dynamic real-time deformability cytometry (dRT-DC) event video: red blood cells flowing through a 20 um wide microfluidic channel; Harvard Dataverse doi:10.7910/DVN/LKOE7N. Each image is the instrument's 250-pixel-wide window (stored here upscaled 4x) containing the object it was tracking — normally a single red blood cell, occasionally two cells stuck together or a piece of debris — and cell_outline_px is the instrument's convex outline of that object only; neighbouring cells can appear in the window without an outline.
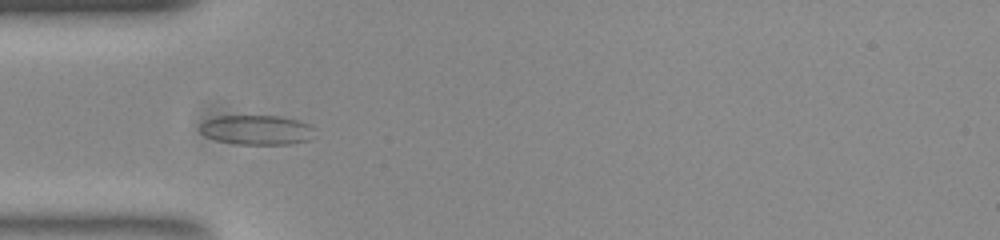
{"species": "common noctule bat (a hibernating species)", "species_latin": "Nyctalus noctula", "temperature_condition": "room temperature", "stored_images_in_passage": 40, "camera_frame_rate_fps": 3000, "um_per_image_px": 0.085, "animal": {"sex": "female", "body_mass_g": 23.0, "forearm_length_mm": 53.4}, "frame": {"image": 1, "passage_image": 10, "time_ms": 3.0, "image_size_px": [1000, 240], "cell_outline_px": [[308, 140], [288, 144], [240, 144], [216, 140], [200, 132], [200, 124], [208, 120], [220, 116], [276, 116], [296, 120], [308, 124]], "centroid_in_image_um": [21.72, 11.04], "position_along_channel_um": 63.3, "area_um2": 18.96}}
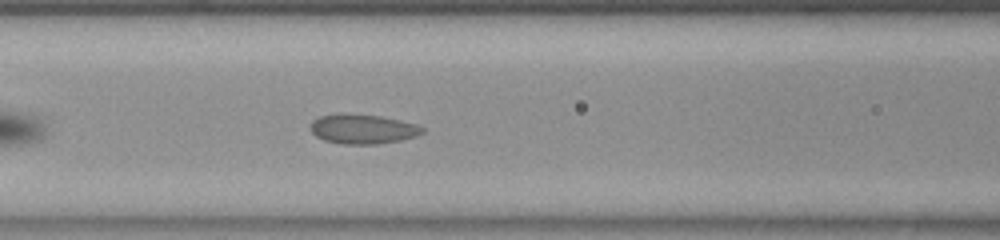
{"frame": {"image": 2, "passage_image": 16, "time_ms": 5.0, "image_size_px": [1000, 240], "cell_outline_px": [[424, 132], [416, 136], [400, 140], [376, 144], [344, 144], [324, 140], [316, 136], [312, 132], [312, 124], [320, 116], [340, 112], [380, 116], [416, 124], [424, 128]], "centroid_in_image_um": [30.85, 10.96], "position_along_channel_um": 135.8, "area_um2": 19.13}}
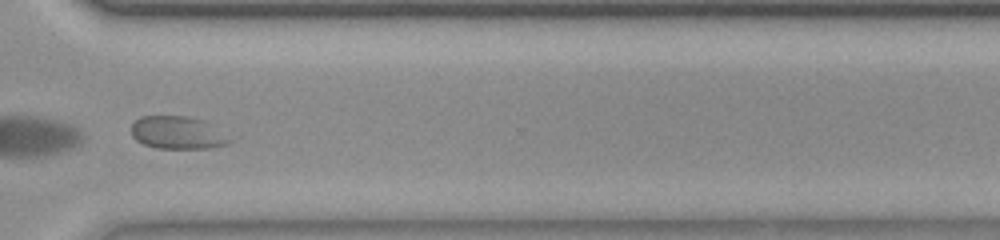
{"frame": {"image": 3, "passage_image": 34, "time_ms": 11.0, "image_size_px": [1000, 240], "cell_outline_px": [[232, 140], [224, 144], [208, 148], [156, 148], [144, 144], [136, 140], [132, 136], [132, 124], [140, 116], [188, 116], [204, 120]], "centroid_in_image_um": [15.03, 11.27], "position_along_channel_um": 355.6, "area_um2": 18.44}, "authors_computed_cell_mechanics": {"area_um2": 18.7561, "velocity_mm_per_s": 3.6635, "shape_relaxation_time_tau1_ms": 9.3138, "shape_relaxation_time_tau2_ms": null, "deformation_change_tau1": 0.1785, "deformation_change_tau2": null}}